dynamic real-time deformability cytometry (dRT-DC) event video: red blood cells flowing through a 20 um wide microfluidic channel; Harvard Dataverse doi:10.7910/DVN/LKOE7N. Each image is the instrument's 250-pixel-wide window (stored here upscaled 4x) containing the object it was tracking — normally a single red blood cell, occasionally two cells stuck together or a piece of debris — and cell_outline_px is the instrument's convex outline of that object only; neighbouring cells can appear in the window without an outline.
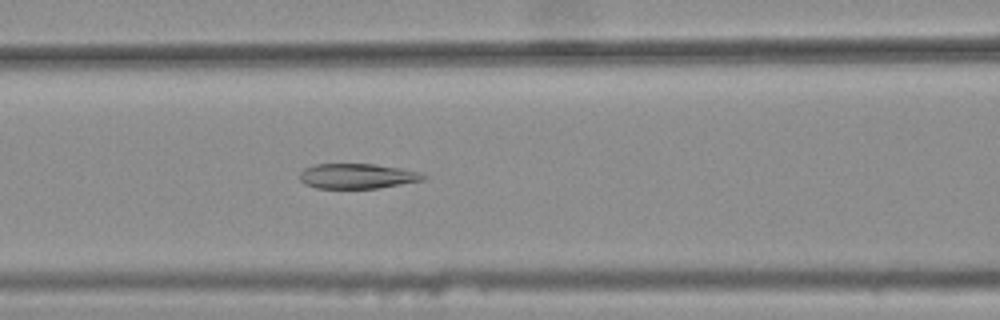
{"species": "common noctule bat (a hibernating species)", "species_latin": "Nyctalus noctula", "temperature_condition": "warm", "stored_images_in_passage": 44, "camera_frame_rate_fps": 3000, "um_per_image_px": 0.085, "animal": {"sex": "female", "body_mass_g": 25.1}, "frame": {"image": 1, "passage_image": 21, "time_ms": 6.667, "image_size_px": [1000, 320], "cell_outline_px": [[428, 176], [424, 180], [376, 188], [316, 188], [304, 184], [300, 180], [300, 172], [304, 168], [316, 164], [372, 164], [400, 168], [420, 172]], "centroid_in_image_um": [30.35, 14.97], "position_along_channel_um": 136.2, "area_um2": 17.98}}
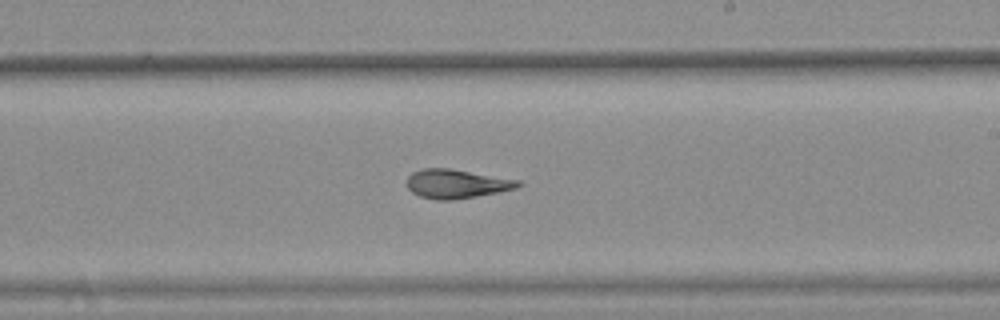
{"frame": {"image": 2, "passage_image": 30, "time_ms": 9.667, "image_size_px": [1000, 320], "cell_outline_px": [[524, 184], [516, 188], [476, 196], [452, 200], [436, 200], [420, 196], [412, 192], [408, 188], [408, 176], [412, 172], [424, 168], [448, 168], [520, 180]], "centroid_in_image_um": [38.8, 15.62], "position_along_channel_um": 250.2, "area_um2": 18.61}}
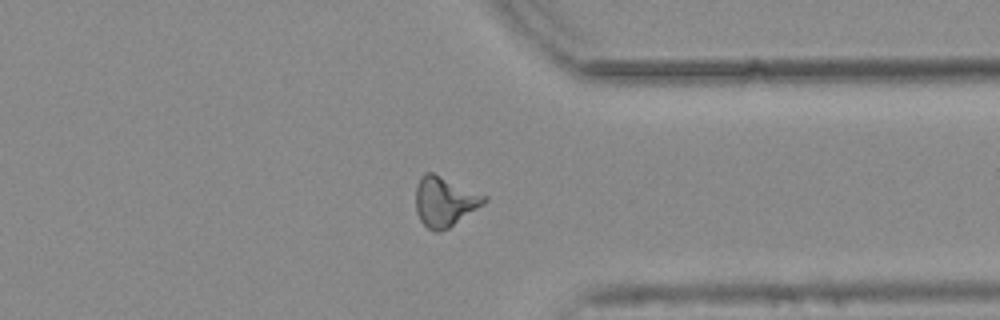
{"frame": {"image": 3, "passage_image": 40, "time_ms": 13.0, "image_size_px": [1000, 320], "cell_outline_px": [[488, 200], [484, 204], [448, 228], [436, 232], [428, 228], [420, 220], [416, 212], [416, 184], [420, 176], [424, 172], [432, 172], [488, 196]], "centroid_in_image_um": [37.79, 17.11], "position_along_channel_um": 373.6, "area_um2": 19.83}, "authors_computed_cell_mechanics": {"area_um2": 19.0162, "velocity_mm_per_s": 3.8071, "shape_relaxation_time_tau1_ms": null, "shape_relaxation_time_tau2_ms": 2.1561, "deformation_change_tau1": null, "deformation_change_tau2": 0.1116}}